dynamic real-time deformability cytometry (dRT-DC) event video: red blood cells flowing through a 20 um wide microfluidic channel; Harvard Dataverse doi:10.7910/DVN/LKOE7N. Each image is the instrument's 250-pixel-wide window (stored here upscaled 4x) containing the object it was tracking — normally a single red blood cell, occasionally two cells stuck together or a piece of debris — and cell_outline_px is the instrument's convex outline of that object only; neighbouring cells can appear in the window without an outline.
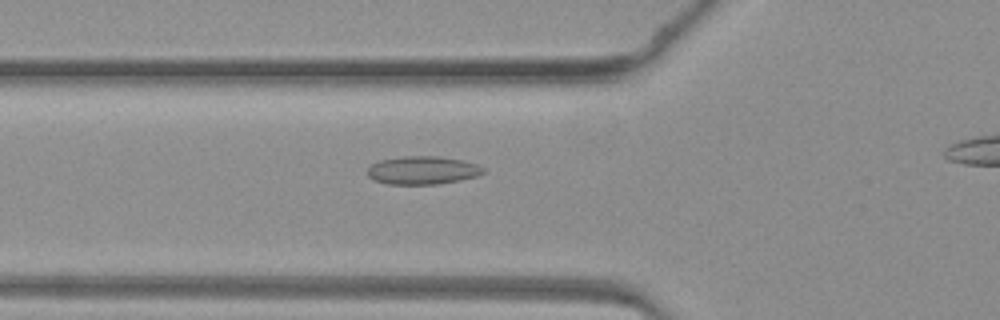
{"species": "common noctule bat (a hibernating species)", "species_latin": "Nyctalus noctula", "temperature_condition": "warm", "stored_images_in_passage": 39, "camera_frame_rate_fps": 3000, "um_per_image_px": 0.085, "animal": {"sex": "female", "body_mass_g": 19.3, "forearm_length_mm": 54.1}, "frame": {"image": 1, "passage_image": 15, "time_ms": 4.667, "image_size_px": [1000, 320], "cell_outline_px": [[484, 172], [476, 176], [460, 180], [436, 184], [388, 184], [376, 180], [368, 176], [364, 172], [372, 164], [380, 160], [404, 156], [440, 156], [464, 160], [476, 164], [484, 168]], "centroid_in_image_um": [35.9, 14.46], "position_along_channel_um": 89.9, "area_um2": 19.02}}
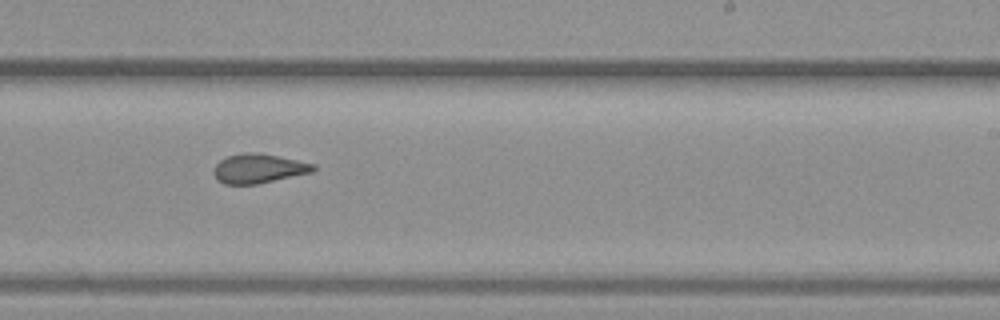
{"frame": {"image": 2, "passage_image": 27, "time_ms": 8.667, "image_size_px": [1000, 320], "cell_outline_px": [[316, 168], [312, 172], [256, 184], [224, 184], [212, 172], [212, 168], [220, 160], [228, 156], [248, 152], [256, 152], [316, 164]], "centroid_in_image_um": [21.97, 14.32], "position_along_channel_um": 267.0, "area_um2": 16.76}}
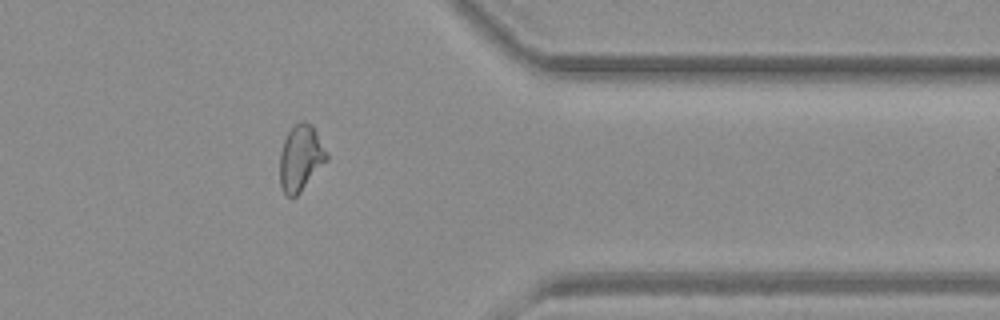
{"frame": {"image": 3, "passage_image": 36, "time_ms": 11.667, "image_size_px": [1000, 320], "cell_outline_px": [[328, 160], [300, 192], [296, 196], [284, 196], [280, 184], [280, 152], [284, 140], [288, 132], [300, 120], [304, 120], [312, 124], [328, 152]], "centroid_in_image_um": [25.57, 13.42], "position_along_channel_um": 385.8, "area_um2": 18.15}}